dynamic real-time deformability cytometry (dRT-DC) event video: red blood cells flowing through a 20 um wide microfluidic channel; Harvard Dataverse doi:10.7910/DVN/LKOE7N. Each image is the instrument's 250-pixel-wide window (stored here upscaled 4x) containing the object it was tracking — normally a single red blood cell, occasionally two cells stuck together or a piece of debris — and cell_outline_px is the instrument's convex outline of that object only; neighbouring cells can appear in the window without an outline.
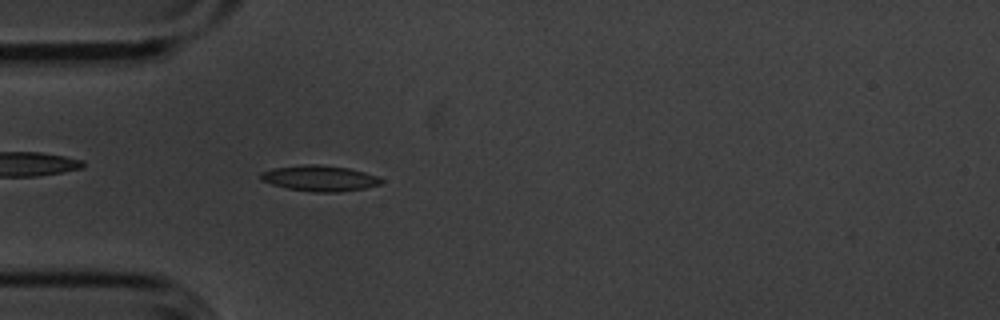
{"species": "common noctule bat (a hibernating species)", "species_latin": "Nyctalus noctula", "temperature_condition": "cold", "stored_images_in_passage": 5, "camera_frame_rate_fps": 3000, "um_per_image_px": 0.085, "animal": {"sex": "male", "body_mass_g": 20.1, "forearm_length_mm": 53.5}, "frame": {"image": 1, "passage_image": 5, "time_ms": 1.333, "image_size_px": [1000, 320], "cell_outline_px": [[384, 180], [380, 184], [364, 188], [340, 192], [312, 192], [288, 188], [272, 184], [260, 180], [260, 172], [272, 168], [304, 164], [316, 164], [348, 168], [364, 172], [376, 176]], "centroid_in_image_um": [27.14, 15.15], "position_along_channel_um": 57.9, "area_um2": 18.03}}